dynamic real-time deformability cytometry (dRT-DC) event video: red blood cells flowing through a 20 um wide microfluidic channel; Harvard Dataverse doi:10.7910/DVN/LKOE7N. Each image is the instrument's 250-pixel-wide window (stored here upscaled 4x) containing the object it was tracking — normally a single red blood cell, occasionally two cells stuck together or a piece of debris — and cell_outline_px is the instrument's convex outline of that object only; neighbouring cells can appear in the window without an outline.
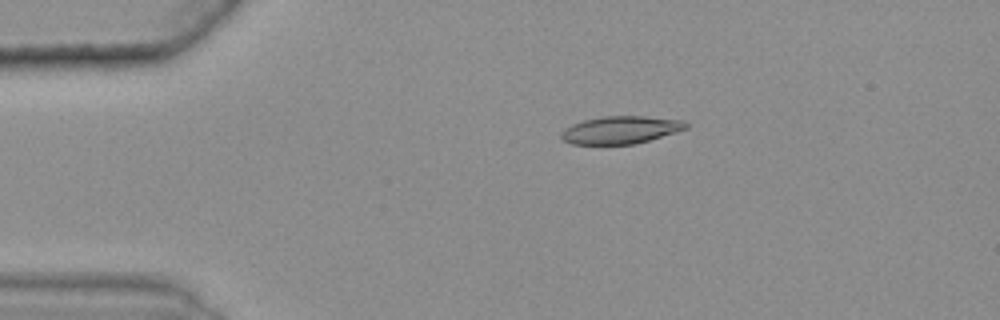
{"species": "common noctule bat (a hibernating species)", "species_latin": "Nyctalus noctula", "temperature_condition": "warm", "stored_images_in_passage": 39, "camera_frame_rate_fps": 3000, "um_per_image_px": 0.085, "animal": {"sex": "female", "body_mass_g": 25.1}, "frame": {"image": 1, "passage_image": 1, "time_ms": 0.0, "image_size_px": [1000, 320], "cell_outline_px": [[688, 128], [648, 140], [632, 144], [572, 144], [564, 140], [560, 136], [560, 132], [564, 128], [572, 124], [584, 120], [604, 116], [644, 116], [684, 120], [688, 124]], "centroid_in_image_um": [52.73, 11.03], "position_along_channel_um": 32.3, "area_um2": 19.94}}
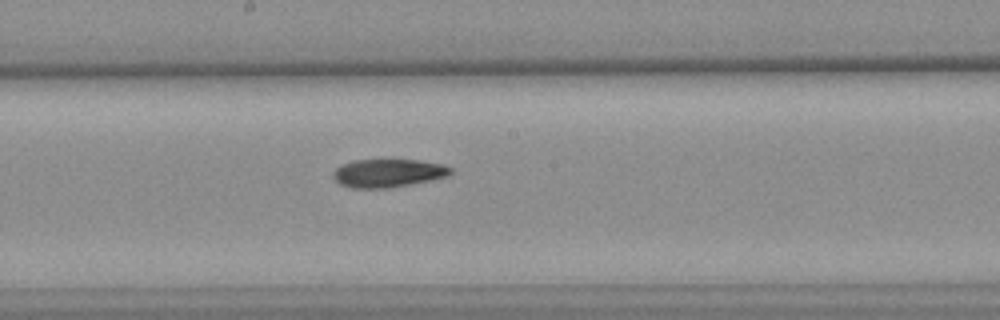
{"frame": {"image": 2, "passage_image": 20, "time_ms": 6.333, "image_size_px": [1000, 320], "cell_outline_px": [[452, 172], [448, 176], [432, 180], [388, 188], [352, 188], [340, 184], [332, 176], [332, 172], [336, 168], [352, 160], [384, 156], [420, 160], [440, 164], [452, 168]], "centroid_in_image_um": [32.97, 14.65], "position_along_channel_um": 215.2, "area_um2": 20.23}}
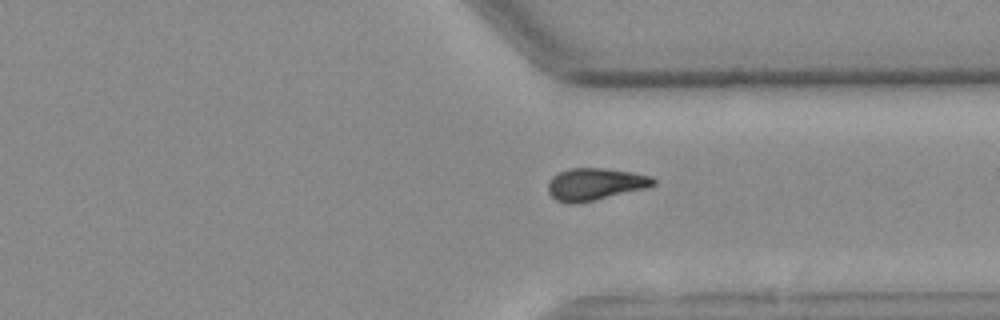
{"frame": {"image": 3, "passage_image": 32, "time_ms": 10.333, "image_size_px": [1000, 320], "cell_outline_px": [[656, 184], [644, 188], [596, 200], [576, 204], [568, 204], [556, 200], [548, 192], [548, 180], [552, 176], [568, 168], [604, 168], [632, 172], [652, 176], [656, 180]], "centroid_in_image_um": [50.56, 15.65], "position_along_channel_um": 360.8, "area_um2": 19.83}}